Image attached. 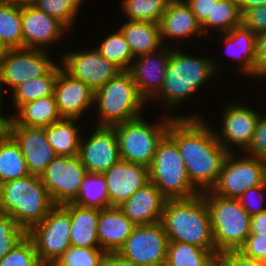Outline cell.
Wrapping results in <instances>:
<instances>
[{"label":"cell","mask_w":266,"mask_h":266,"mask_svg":"<svg viewBox=\"0 0 266 266\" xmlns=\"http://www.w3.org/2000/svg\"><path fill=\"white\" fill-rule=\"evenodd\" d=\"M205 121L203 118H173L167 131L176 142L191 184L200 193L215 186L229 153Z\"/></svg>","instance_id":"obj_1"},{"label":"cell","mask_w":266,"mask_h":266,"mask_svg":"<svg viewBox=\"0 0 266 266\" xmlns=\"http://www.w3.org/2000/svg\"><path fill=\"white\" fill-rule=\"evenodd\" d=\"M160 222L169 241L215 250L212 225L203 193L191 198L166 200Z\"/></svg>","instance_id":"obj_2"},{"label":"cell","mask_w":266,"mask_h":266,"mask_svg":"<svg viewBox=\"0 0 266 266\" xmlns=\"http://www.w3.org/2000/svg\"><path fill=\"white\" fill-rule=\"evenodd\" d=\"M54 206L39 176L29 174L0 184V212L10 215L26 232Z\"/></svg>","instance_id":"obj_3"},{"label":"cell","mask_w":266,"mask_h":266,"mask_svg":"<svg viewBox=\"0 0 266 266\" xmlns=\"http://www.w3.org/2000/svg\"><path fill=\"white\" fill-rule=\"evenodd\" d=\"M216 64L210 57L189 56L171 46L165 80L154 101L161 99L168 107L180 105L182 100L195 94L205 82L217 74L219 65Z\"/></svg>","instance_id":"obj_4"},{"label":"cell","mask_w":266,"mask_h":266,"mask_svg":"<svg viewBox=\"0 0 266 266\" xmlns=\"http://www.w3.org/2000/svg\"><path fill=\"white\" fill-rule=\"evenodd\" d=\"M199 114L164 116L160 124L146 122L143 116L113 125L117 136L121 160L142 164L149 167L155 156L157 147L167 134L168 125L173 118H202ZM162 121V122H161ZM158 123V124H157Z\"/></svg>","instance_id":"obj_5"},{"label":"cell","mask_w":266,"mask_h":266,"mask_svg":"<svg viewBox=\"0 0 266 266\" xmlns=\"http://www.w3.org/2000/svg\"><path fill=\"white\" fill-rule=\"evenodd\" d=\"M213 231L215 252L238 250L250 235L251 216L237 198L203 192Z\"/></svg>","instance_id":"obj_6"},{"label":"cell","mask_w":266,"mask_h":266,"mask_svg":"<svg viewBox=\"0 0 266 266\" xmlns=\"http://www.w3.org/2000/svg\"><path fill=\"white\" fill-rule=\"evenodd\" d=\"M94 103L98 126H113L142 116L147 102L138 93L131 74L121 71L95 91Z\"/></svg>","instance_id":"obj_7"},{"label":"cell","mask_w":266,"mask_h":266,"mask_svg":"<svg viewBox=\"0 0 266 266\" xmlns=\"http://www.w3.org/2000/svg\"><path fill=\"white\" fill-rule=\"evenodd\" d=\"M149 180L168 199H185L200 192L191 184L176 142L166 134L149 166Z\"/></svg>","instance_id":"obj_8"},{"label":"cell","mask_w":266,"mask_h":266,"mask_svg":"<svg viewBox=\"0 0 266 266\" xmlns=\"http://www.w3.org/2000/svg\"><path fill=\"white\" fill-rule=\"evenodd\" d=\"M70 228V203H67L55 205L40 223L26 232L43 266H53L71 246Z\"/></svg>","instance_id":"obj_9"},{"label":"cell","mask_w":266,"mask_h":266,"mask_svg":"<svg viewBox=\"0 0 266 266\" xmlns=\"http://www.w3.org/2000/svg\"><path fill=\"white\" fill-rule=\"evenodd\" d=\"M266 182V161L237 151L226 156L218 181L211 191L227 198H237L248 189Z\"/></svg>","instance_id":"obj_10"},{"label":"cell","mask_w":266,"mask_h":266,"mask_svg":"<svg viewBox=\"0 0 266 266\" xmlns=\"http://www.w3.org/2000/svg\"><path fill=\"white\" fill-rule=\"evenodd\" d=\"M168 237L161 222L135 226L117 253L139 266H165Z\"/></svg>","instance_id":"obj_11"},{"label":"cell","mask_w":266,"mask_h":266,"mask_svg":"<svg viewBox=\"0 0 266 266\" xmlns=\"http://www.w3.org/2000/svg\"><path fill=\"white\" fill-rule=\"evenodd\" d=\"M87 174L78 156H56L40 175L55 205L71 203L78 195Z\"/></svg>","instance_id":"obj_12"},{"label":"cell","mask_w":266,"mask_h":266,"mask_svg":"<svg viewBox=\"0 0 266 266\" xmlns=\"http://www.w3.org/2000/svg\"><path fill=\"white\" fill-rule=\"evenodd\" d=\"M45 50L31 48L7 49L0 59L2 85L13 90L30 79L45 75L54 65Z\"/></svg>","instance_id":"obj_13"},{"label":"cell","mask_w":266,"mask_h":266,"mask_svg":"<svg viewBox=\"0 0 266 266\" xmlns=\"http://www.w3.org/2000/svg\"><path fill=\"white\" fill-rule=\"evenodd\" d=\"M62 69L74 79L80 80L94 92L115 78L121 70L103 57L96 48L83 52L65 53L61 59Z\"/></svg>","instance_id":"obj_14"},{"label":"cell","mask_w":266,"mask_h":266,"mask_svg":"<svg viewBox=\"0 0 266 266\" xmlns=\"http://www.w3.org/2000/svg\"><path fill=\"white\" fill-rule=\"evenodd\" d=\"M85 140L81 137L78 157L87 172L103 174L121 160L113 126H98Z\"/></svg>","instance_id":"obj_15"},{"label":"cell","mask_w":266,"mask_h":266,"mask_svg":"<svg viewBox=\"0 0 266 266\" xmlns=\"http://www.w3.org/2000/svg\"><path fill=\"white\" fill-rule=\"evenodd\" d=\"M245 105L227 104L221 118L222 131L220 133L215 131L218 142L229 153L234 152V146L245 151L255 132L260 113Z\"/></svg>","instance_id":"obj_16"},{"label":"cell","mask_w":266,"mask_h":266,"mask_svg":"<svg viewBox=\"0 0 266 266\" xmlns=\"http://www.w3.org/2000/svg\"><path fill=\"white\" fill-rule=\"evenodd\" d=\"M170 53L171 47L164 45L155 52L135 57L128 70L136 84L138 93L147 103L161 90Z\"/></svg>","instance_id":"obj_17"},{"label":"cell","mask_w":266,"mask_h":266,"mask_svg":"<svg viewBox=\"0 0 266 266\" xmlns=\"http://www.w3.org/2000/svg\"><path fill=\"white\" fill-rule=\"evenodd\" d=\"M21 25L23 48L45 51H48V45L59 42L63 32L69 30L62 22L33 5L21 8Z\"/></svg>","instance_id":"obj_18"},{"label":"cell","mask_w":266,"mask_h":266,"mask_svg":"<svg viewBox=\"0 0 266 266\" xmlns=\"http://www.w3.org/2000/svg\"><path fill=\"white\" fill-rule=\"evenodd\" d=\"M12 138L20 147L30 175L40 177L57 156L47 140L45 128L14 125Z\"/></svg>","instance_id":"obj_19"},{"label":"cell","mask_w":266,"mask_h":266,"mask_svg":"<svg viewBox=\"0 0 266 266\" xmlns=\"http://www.w3.org/2000/svg\"><path fill=\"white\" fill-rule=\"evenodd\" d=\"M111 206H120L149 180V167L120 160L103 173Z\"/></svg>","instance_id":"obj_20"},{"label":"cell","mask_w":266,"mask_h":266,"mask_svg":"<svg viewBox=\"0 0 266 266\" xmlns=\"http://www.w3.org/2000/svg\"><path fill=\"white\" fill-rule=\"evenodd\" d=\"M54 96L62 118L80 119L85 110L94 105L95 92L61 69L55 82Z\"/></svg>","instance_id":"obj_21"},{"label":"cell","mask_w":266,"mask_h":266,"mask_svg":"<svg viewBox=\"0 0 266 266\" xmlns=\"http://www.w3.org/2000/svg\"><path fill=\"white\" fill-rule=\"evenodd\" d=\"M166 198L151 182L135 191L119 208L135 226L161 221Z\"/></svg>","instance_id":"obj_22"},{"label":"cell","mask_w":266,"mask_h":266,"mask_svg":"<svg viewBox=\"0 0 266 266\" xmlns=\"http://www.w3.org/2000/svg\"><path fill=\"white\" fill-rule=\"evenodd\" d=\"M160 37L163 40L183 39L195 35L200 37L203 35L200 22L195 17L189 5L185 0H172L161 16Z\"/></svg>","instance_id":"obj_23"},{"label":"cell","mask_w":266,"mask_h":266,"mask_svg":"<svg viewBox=\"0 0 266 266\" xmlns=\"http://www.w3.org/2000/svg\"><path fill=\"white\" fill-rule=\"evenodd\" d=\"M134 227L118 206L99 210L97 235L100 248L105 252H117Z\"/></svg>","instance_id":"obj_24"},{"label":"cell","mask_w":266,"mask_h":266,"mask_svg":"<svg viewBox=\"0 0 266 266\" xmlns=\"http://www.w3.org/2000/svg\"><path fill=\"white\" fill-rule=\"evenodd\" d=\"M221 36L225 42V49L233 58L240 61L242 74L256 77V35L250 29L239 25L227 33H222Z\"/></svg>","instance_id":"obj_25"},{"label":"cell","mask_w":266,"mask_h":266,"mask_svg":"<svg viewBox=\"0 0 266 266\" xmlns=\"http://www.w3.org/2000/svg\"><path fill=\"white\" fill-rule=\"evenodd\" d=\"M98 215V209L70 203L71 246L100 248L97 235Z\"/></svg>","instance_id":"obj_26"},{"label":"cell","mask_w":266,"mask_h":266,"mask_svg":"<svg viewBox=\"0 0 266 266\" xmlns=\"http://www.w3.org/2000/svg\"><path fill=\"white\" fill-rule=\"evenodd\" d=\"M118 29L129 43L134 58L163 47L159 24L128 20Z\"/></svg>","instance_id":"obj_27"},{"label":"cell","mask_w":266,"mask_h":266,"mask_svg":"<svg viewBox=\"0 0 266 266\" xmlns=\"http://www.w3.org/2000/svg\"><path fill=\"white\" fill-rule=\"evenodd\" d=\"M61 119L54 95L26 103L15 112V125L27 127L45 128Z\"/></svg>","instance_id":"obj_28"},{"label":"cell","mask_w":266,"mask_h":266,"mask_svg":"<svg viewBox=\"0 0 266 266\" xmlns=\"http://www.w3.org/2000/svg\"><path fill=\"white\" fill-rule=\"evenodd\" d=\"M78 120L77 118H62L45 127L47 140L57 156H78L82 137L79 133L81 126H75Z\"/></svg>","instance_id":"obj_29"},{"label":"cell","mask_w":266,"mask_h":266,"mask_svg":"<svg viewBox=\"0 0 266 266\" xmlns=\"http://www.w3.org/2000/svg\"><path fill=\"white\" fill-rule=\"evenodd\" d=\"M62 66L55 64L45 75L30 79L12 90V99L16 111L24 104L42 97L54 95L55 82Z\"/></svg>","instance_id":"obj_30"},{"label":"cell","mask_w":266,"mask_h":266,"mask_svg":"<svg viewBox=\"0 0 266 266\" xmlns=\"http://www.w3.org/2000/svg\"><path fill=\"white\" fill-rule=\"evenodd\" d=\"M71 203L98 210L110 207L105 176L101 173L87 172L77 197Z\"/></svg>","instance_id":"obj_31"},{"label":"cell","mask_w":266,"mask_h":266,"mask_svg":"<svg viewBox=\"0 0 266 266\" xmlns=\"http://www.w3.org/2000/svg\"><path fill=\"white\" fill-rule=\"evenodd\" d=\"M216 255L215 250L169 241L165 266H209Z\"/></svg>","instance_id":"obj_32"},{"label":"cell","mask_w":266,"mask_h":266,"mask_svg":"<svg viewBox=\"0 0 266 266\" xmlns=\"http://www.w3.org/2000/svg\"><path fill=\"white\" fill-rule=\"evenodd\" d=\"M239 25H241V13L237 0H219L214 3L212 18H206L201 23L203 35L207 38L210 29L218 31L221 35Z\"/></svg>","instance_id":"obj_33"},{"label":"cell","mask_w":266,"mask_h":266,"mask_svg":"<svg viewBox=\"0 0 266 266\" xmlns=\"http://www.w3.org/2000/svg\"><path fill=\"white\" fill-rule=\"evenodd\" d=\"M0 41L6 49L23 48L21 7L0 0Z\"/></svg>","instance_id":"obj_34"},{"label":"cell","mask_w":266,"mask_h":266,"mask_svg":"<svg viewBox=\"0 0 266 266\" xmlns=\"http://www.w3.org/2000/svg\"><path fill=\"white\" fill-rule=\"evenodd\" d=\"M25 158L12 138L0 143V184L28 176Z\"/></svg>","instance_id":"obj_35"},{"label":"cell","mask_w":266,"mask_h":266,"mask_svg":"<svg viewBox=\"0 0 266 266\" xmlns=\"http://www.w3.org/2000/svg\"><path fill=\"white\" fill-rule=\"evenodd\" d=\"M172 0H123L122 10L129 21L159 24Z\"/></svg>","instance_id":"obj_36"},{"label":"cell","mask_w":266,"mask_h":266,"mask_svg":"<svg viewBox=\"0 0 266 266\" xmlns=\"http://www.w3.org/2000/svg\"><path fill=\"white\" fill-rule=\"evenodd\" d=\"M96 50L121 71H128L134 60L130 45L119 29L109 34Z\"/></svg>","instance_id":"obj_37"},{"label":"cell","mask_w":266,"mask_h":266,"mask_svg":"<svg viewBox=\"0 0 266 266\" xmlns=\"http://www.w3.org/2000/svg\"><path fill=\"white\" fill-rule=\"evenodd\" d=\"M84 0H35L33 6L56 18L69 30L75 22Z\"/></svg>","instance_id":"obj_38"},{"label":"cell","mask_w":266,"mask_h":266,"mask_svg":"<svg viewBox=\"0 0 266 266\" xmlns=\"http://www.w3.org/2000/svg\"><path fill=\"white\" fill-rule=\"evenodd\" d=\"M105 253L101 248L70 246L53 266H101Z\"/></svg>","instance_id":"obj_39"},{"label":"cell","mask_w":266,"mask_h":266,"mask_svg":"<svg viewBox=\"0 0 266 266\" xmlns=\"http://www.w3.org/2000/svg\"><path fill=\"white\" fill-rule=\"evenodd\" d=\"M0 266H43L32 240L26 235L1 260Z\"/></svg>","instance_id":"obj_40"},{"label":"cell","mask_w":266,"mask_h":266,"mask_svg":"<svg viewBox=\"0 0 266 266\" xmlns=\"http://www.w3.org/2000/svg\"><path fill=\"white\" fill-rule=\"evenodd\" d=\"M26 236V231L8 214L0 212V260Z\"/></svg>","instance_id":"obj_41"},{"label":"cell","mask_w":266,"mask_h":266,"mask_svg":"<svg viewBox=\"0 0 266 266\" xmlns=\"http://www.w3.org/2000/svg\"><path fill=\"white\" fill-rule=\"evenodd\" d=\"M264 191V192H263ZM266 182L252 187L245 191L243 194H241L238 197L239 202L241 203L242 208L252 217L256 214H259L260 212H263L266 210ZM263 192V193H262ZM265 193V195H264ZM255 195V196H254ZM251 196V197H250ZM265 196V198H264ZM255 197L258 201H256ZM258 203H256V202ZM256 203V204H255Z\"/></svg>","instance_id":"obj_42"},{"label":"cell","mask_w":266,"mask_h":266,"mask_svg":"<svg viewBox=\"0 0 266 266\" xmlns=\"http://www.w3.org/2000/svg\"><path fill=\"white\" fill-rule=\"evenodd\" d=\"M241 25L255 35L266 31V5L251 8L241 13Z\"/></svg>","instance_id":"obj_43"},{"label":"cell","mask_w":266,"mask_h":266,"mask_svg":"<svg viewBox=\"0 0 266 266\" xmlns=\"http://www.w3.org/2000/svg\"><path fill=\"white\" fill-rule=\"evenodd\" d=\"M245 151L246 155L266 159V116L259 115L254 135Z\"/></svg>","instance_id":"obj_44"},{"label":"cell","mask_w":266,"mask_h":266,"mask_svg":"<svg viewBox=\"0 0 266 266\" xmlns=\"http://www.w3.org/2000/svg\"><path fill=\"white\" fill-rule=\"evenodd\" d=\"M238 250L246 257L266 262V235L250 234Z\"/></svg>","instance_id":"obj_45"},{"label":"cell","mask_w":266,"mask_h":266,"mask_svg":"<svg viewBox=\"0 0 266 266\" xmlns=\"http://www.w3.org/2000/svg\"><path fill=\"white\" fill-rule=\"evenodd\" d=\"M228 266H266L264 261L244 256L239 250H227L218 254Z\"/></svg>","instance_id":"obj_46"},{"label":"cell","mask_w":266,"mask_h":266,"mask_svg":"<svg viewBox=\"0 0 266 266\" xmlns=\"http://www.w3.org/2000/svg\"><path fill=\"white\" fill-rule=\"evenodd\" d=\"M255 60L256 77L264 78L266 76V31L256 35Z\"/></svg>","instance_id":"obj_47"},{"label":"cell","mask_w":266,"mask_h":266,"mask_svg":"<svg viewBox=\"0 0 266 266\" xmlns=\"http://www.w3.org/2000/svg\"><path fill=\"white\" fill-rule=\"evenodd\" d=\"M219 0H185L200 24L206 18H212L214 3Z\"/></svg>","instance_id":"obj_48"},{"label":"cell","mask_w":266,"mask_h":266,"mask_svg":"<svg viewBox=\"0 0 266 266\" xmlns=\"http://www.w3.org/2000/svg\"><path fill=\"white\" fill-rule=\"evenodd\" d=\"M15 125V113L4 116L0 113V143L12 139L13 128Z\"/></svg>","instance_id":"obj_49"},{"label":"cell","mask_w":266,"mask_h":266,"mask_svg":"<svg viewBox=\"0 0 266 266\" xmlns=\"http://www.w3.org/2000/svg\"><path fill=\"white\" fill-rule=\"evenodd\" d=\"M101 266H139L121 257L117 252H106L102 258Z\"/></svg>","instance_id":"obj_50"},{"label":"cell","mask_w":266,"mask_h":266,"mask_svg":"<svg viewBox=\"0 0 266 266\" xmlns=\"http://www.w3.org/2000/svg\"><path fill=\"white\" fill-rule=\"evenodd\" d=\"M250 234L266 235V210L251 217Z\"/></svg>","instance_id":"obj_51"},{"label":"cell","mask_w":266,"mask_h":266,"mask_svg":"<svg viewBox=\"0 0 266 266\" xmlns=\"http://www.w3.org/2000/svg\"><path fill=\"white\" fill-rule=\"evenodd\" d=\"M240 13L254 7L266 5V0H237Z\"/></svg>","instance_id":"obj_52"},{"label":"cell","mask_w":266,"mask_h":266,"mask_svg":"<svg viewBox=\"0 0 266 266\" xmlns=\"http://www.w3.org/2000/svg\"><path fill=\"white\" fill-rule=\"evenodd\" d=\"M1 1L21 8L33 5L35 2V0H1Z\"/></svg>","instance_id":"obj_53"},{"label":"cell","mask_w":266,"mask_h":266,"mask_svg":"<svg viewBox=\"0 0 266 266\" xmlns=\"http://www.w3.org/2000/svg\"><path fill=\"white\" fill-rule=\"evenodd\" d=\"M209 266H228V264L219 255H216Z\"/></svg>","instance_id":"obj_54"},{"label":"cell","mask_w":266,"mask_h":266,"mask_svg":"<svg viewBox=\"0 0 266 266\" xmlns=\"http://www.w3.org/2000/svg\"><path fill=\"white\" fill-rule=\"evenodd\" d=\"M6 51H7V49L4 47V45L0 41V59L6 53Z\"/></svg>","instance_id":"obj_55"},{"label":"cell","mask_w":266,"mask_h":266,"mask_svg":"<svg viewBox=\"0 0 266 266\" xmlns=\"http://www.w3.org/2000/svg\"><path fill=\"white\" fill-rule=\"evenodd\" d=\"M1 86H2V81H1V79H0V113H2V112H1V110H2V109H1V108H2L1 105H2V96H3V94H2V93H3V91H2L3 88H2Z\"/></svg>","instance_id":"obj_56"}]
</instances>
